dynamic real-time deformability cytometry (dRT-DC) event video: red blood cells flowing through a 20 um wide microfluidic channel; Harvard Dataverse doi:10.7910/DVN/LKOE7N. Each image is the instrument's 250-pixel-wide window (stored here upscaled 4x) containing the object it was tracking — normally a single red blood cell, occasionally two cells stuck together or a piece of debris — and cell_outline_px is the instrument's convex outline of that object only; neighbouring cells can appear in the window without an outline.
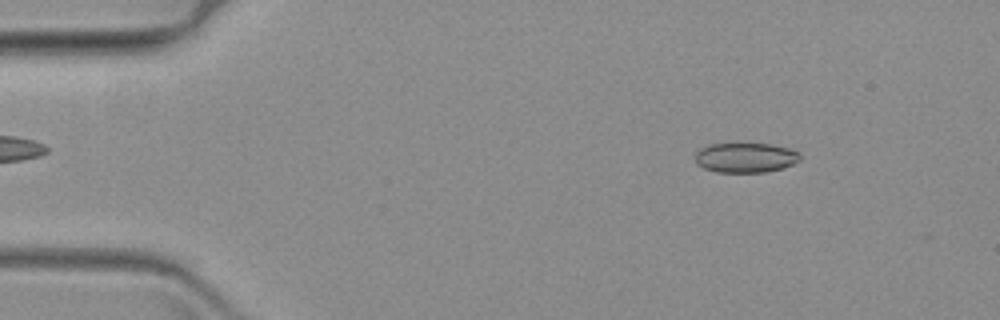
{"species": "common noctule bat (a hibernating species)", "species_latin": "Nyctalus noctula", "temperature_condition": "warm", "stored_images_in_passage": 61, "camera_frame_rate_fps": 3000, "um_per_image_px": 0.085, "animal": {"sex": "female", "body_mass_g": 19.3, "forearm_length_mm": 54.1}, "frame": {"image": 1, "passage_image": 8, "time_ms": 2.333, "image_size_px": [1000, 320], "cell_outline_px": [[800, 160], [784, 168], [764, 172], [716, 172], [704, 168], [696, 164], [696, 152], [700, 148], [708, 144], [728, 140], [744, 140], [772, 144], [788, 148], [800, 152]], "centroid_in_image_um": [63.33, 13.32], "position_along_channel_um": 21.7, "area_um2": 19.42}}
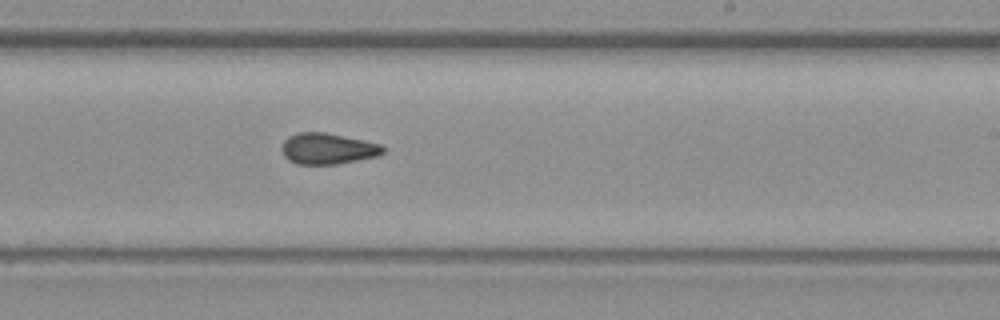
{"frame": {"image": 2, "passage_image": 37, "time_ms": 12.0, "image_size_px": [1000, 320], "cell_outline_px": [[384, 152], [376, 156], [336, 164], [296, 164], [288, 160], [284, 156], [284, 140], [288, 136], [300, 132], [324, 132], [364, 140], [380, 144], [384, 148]], "centroid_in_image_um": [27.85, 12.63], "position_along_channel_um": 261.1, "area_um2": 18.03}}
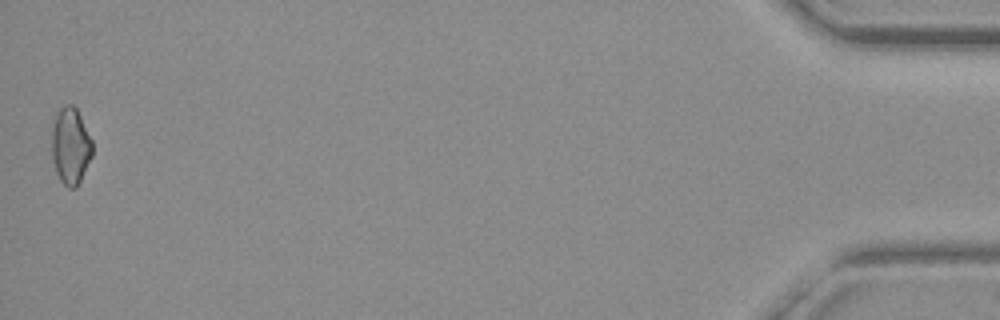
{"frame": {"image": 3, "passage_image": 61, "time_ms": 20.0, "image_size_px": [1000, 320], "cell_outline_px": [[92, 156], [76, 188], [68, 188], [60, 180], [56, 172], [52, 160], [52, 124], [60, 108], [64, 104], [72, 104], [76, 108], [92, 140]], "centroid_in_image_um": [5.98, 12.41], "position_along_channel_um": 429.2, "area_um2": 18.09}}